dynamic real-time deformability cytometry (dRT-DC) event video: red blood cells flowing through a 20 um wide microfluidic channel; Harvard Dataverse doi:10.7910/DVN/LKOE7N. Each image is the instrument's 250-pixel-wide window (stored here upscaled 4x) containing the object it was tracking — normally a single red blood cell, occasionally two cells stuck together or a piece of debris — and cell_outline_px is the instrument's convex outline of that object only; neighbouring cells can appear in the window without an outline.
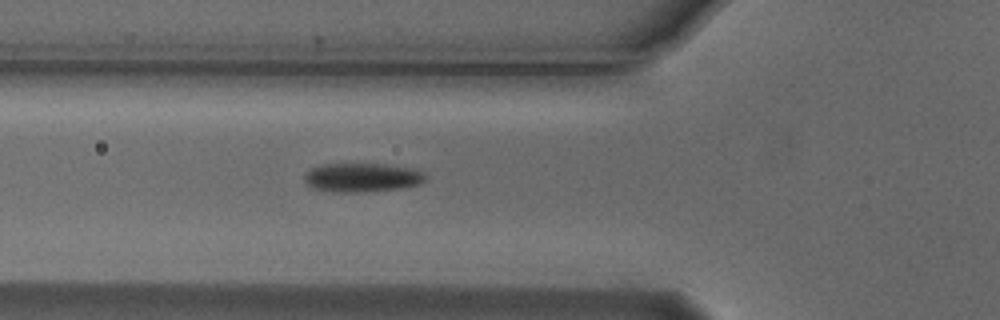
{"species": "Egyptian fruit bat (a non-hibernating species)", "species_latin": "Rousettus aegyptiacus", "temperature_condition": "cold", "stored_images_in_passage": 36, "camera_frame_rate_fps": 3000, "um_per_image_px": 0.085, "animal": {"sex": "male"}, "frame": {"image": 1, "passage_image": 5, "time_ms": 1.333, "image_size_px": [1000, 320], "cell_outline_px": [[428, 176], [420, 184], [400, 188], [364, 192], [332, 192], [312, 188], [304, 180], [304, 176], [312, 168], [324, 164], [384, 164], [412, 168]], "centroid_in_image_um": [30.77, 15.09], "position_along_channel_um": 95.0, "area_um2": 20.29}}
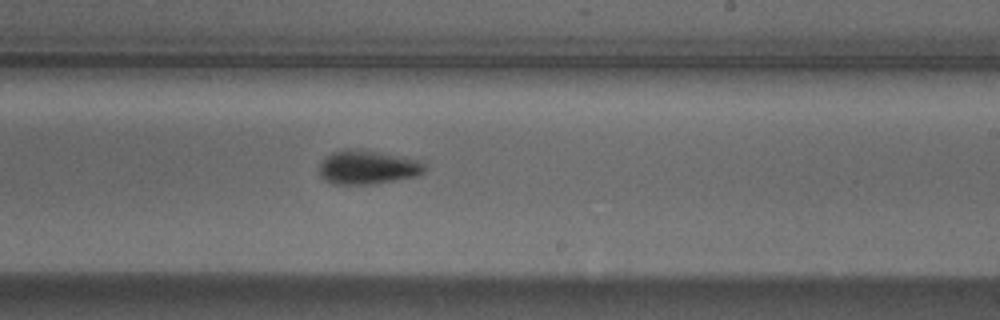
{"frame": {"image": 2, "passage_image": 18, "time_ms": 5.667, "image_size_px": [1000, 320], "cell_outline_px": [[428, 168], [424, 172], [416, 176], [372, 184], [332, 184], [324, 180], [320, 176], [320, 164], [332, 152], [344, 148], [360, 148], [420, 160]], "centroid_in_image_um": [31.25, 14.2], "position_along_channel_um": 257.7, "area_um2": 20.98}}
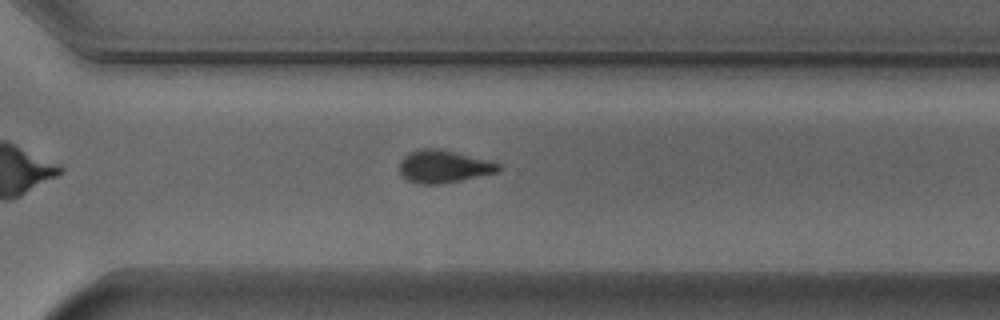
{"frame": {"image": 3, "passage_image": 24, "time_ms": 7.667, "image_size_px": [1000, 320], "cell_outline_px": [[504, 168], [500, 172], [440, 184], [420, 184], [408, 180], [400, 172], [400, 160], [408, 152], [424, 148], [432, 148], [452, 152], [500, 164]], "centroid_in_image_um": [37.7, 14.17], "position_along_channel_um": 332.9, "area_um2": 18.44}, "authors_computed_cell_mechanics": {"area_um2": 20.1144, "velocity_mm_per_s": 3.751, "shape_relaxation_time_tau1_ms": 2.9425, "shape_relaxation_time_tau2_ms": null, "deformation_change_tau1": 0.1101, "deformation_change_tau2": null}}